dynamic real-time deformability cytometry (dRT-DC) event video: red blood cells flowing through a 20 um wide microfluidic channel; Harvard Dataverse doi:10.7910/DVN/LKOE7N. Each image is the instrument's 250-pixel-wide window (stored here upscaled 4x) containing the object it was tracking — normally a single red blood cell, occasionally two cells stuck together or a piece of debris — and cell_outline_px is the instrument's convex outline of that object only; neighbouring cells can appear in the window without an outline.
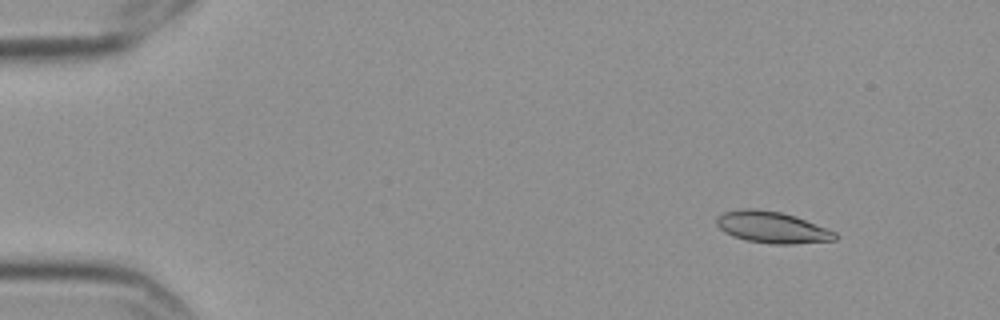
{"species": "Egyptian fruit bat (a non-hibernating species)", "species_latin": "Rousettus aegyptiacus", "temperature_condition": "cold", "stored_images_in_passage": 6, "camera_frame_rate_fps": 3000, "um_per_image_px": 0.085, "frame": {"image": 1, "passage_image": 1, "time_ms": 0.0, "image_size_px": [1000, 320], "cell_outline_px": [[840, 236], [836, 240], [792, 244], [772, 244], [748, 240], [732, 236], [724, 232], [716, 224], [716, 216], [724, 212], [752, 208], [756, 208], [780, 212], [796, 216], [836, 232]], "centroid_in_image_um": [65.65, 19.32], "position_along_channel_um": 19.4, "area_um2": 21.73}}
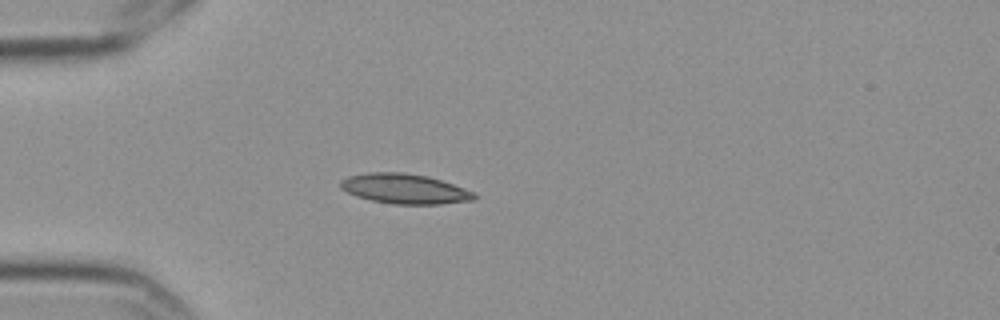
{"frame": {"image": 2, "passage_image": 4, "time_ms": 1.0, "image_size_px": [1000, 320], "cell_outline_px": [[476, 200], [440, 204], [392, 204], [372, 200], [356, 196], [340, 188], [340, 180], [348, 176], [368, 172], [404, 172], [428, 176], [452, 184], [472, 192], [476, 196]], "centroid_in_image_um": [34.36, 16.04], "position_along_channel_um": 50.6, "area_um2": 23.24}}
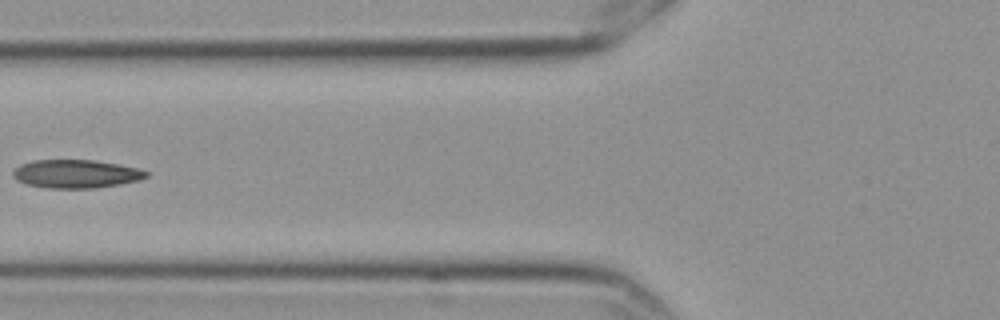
{"frame": {"image": 3, "passage_image": 6, "time_ms": 1.667, "image_size_px": [1000, 320], "cell_outline_px": [[148, 176], [140, 180], [120, 184], [92, 188], [48, 188], [28, 184], [16, 180], [12, 176], [12, 172], [20, 164], [32, 160], [96, 160], [136, 168], [148, 172]], "centroid_in_image_um": [6.43, 14.77], "position_along_channel_um": 119.4, "area_um2": 21.91}}